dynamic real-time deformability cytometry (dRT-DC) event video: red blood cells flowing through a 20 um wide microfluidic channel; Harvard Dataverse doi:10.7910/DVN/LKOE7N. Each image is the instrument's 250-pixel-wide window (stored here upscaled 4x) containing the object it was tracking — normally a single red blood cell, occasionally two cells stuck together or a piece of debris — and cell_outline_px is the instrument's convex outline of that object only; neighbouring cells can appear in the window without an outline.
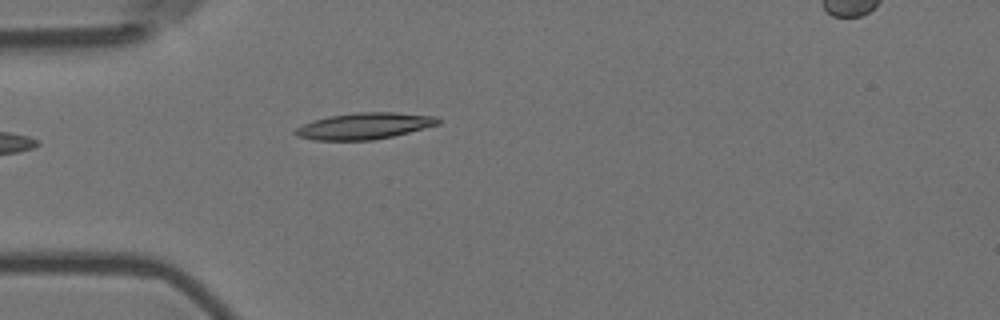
{"species": "Egyptian fruit bat (a non-hibernating species)", "species_latin": "Rousettus aegyptiacus", "temperature_condition": "room temperature", "stored_images_in_passage": 1, "camera_frame_rate_fps": 3000, "um_per_image_px": 0.085, "animal": {"sex": "female"}, "frame": {"image": 1, "passage_image": 1, "time_ms": 0.0, "image_size_px": [1000, 320], "cell_outline_px": [[440, 124], [392, 136], [372, 140], [312, 140], [296, 136], [292, 132], [296, 128], [312, 120], [328, 116], [356, 112], [396, 112], [436, 116], [440, 120]], "centroid_in_image_um": [30.94, 10.7], "position_along_channel_um": 54.1, "area_um2": 22.02}}